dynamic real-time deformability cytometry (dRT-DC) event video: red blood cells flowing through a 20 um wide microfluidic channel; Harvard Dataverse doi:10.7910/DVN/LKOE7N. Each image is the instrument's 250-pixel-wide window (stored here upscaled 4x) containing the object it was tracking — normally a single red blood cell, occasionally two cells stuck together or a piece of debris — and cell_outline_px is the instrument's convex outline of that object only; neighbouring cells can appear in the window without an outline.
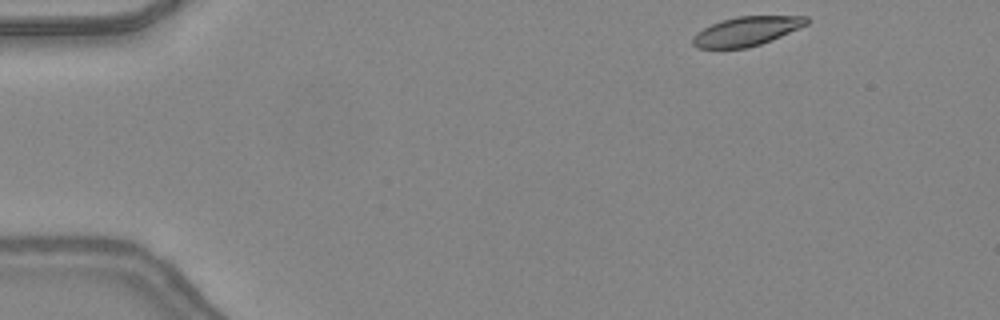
{"species": "common noctule bat (a hibernating species)", "species_latin": "Nyctalus noctula", "temperature_condition": "warm", "stored_images_in_passage": 43, "camera_frame_rate_fps": 3000, "um_per_image_px": 0.085, "animal": {"sex": "female", "body_mass_g": 24.6, "forearm_length_mm": 56.2}, "frame": {"image": 1, "passage_image": 1, "time_ms": 0.0, "image_size_px": [1000, 320], "cell_outline_px": [[808, 24], [772, 40], [748, 48], [696, 48], [692, 44], [692, 36], [696, 32], [720, 20], [736, 16], [808, 16]], "centroid_in_image_um": [63.43, 2.65], "position_along_channel_um": 21.6, "area_um2": 19.42}}
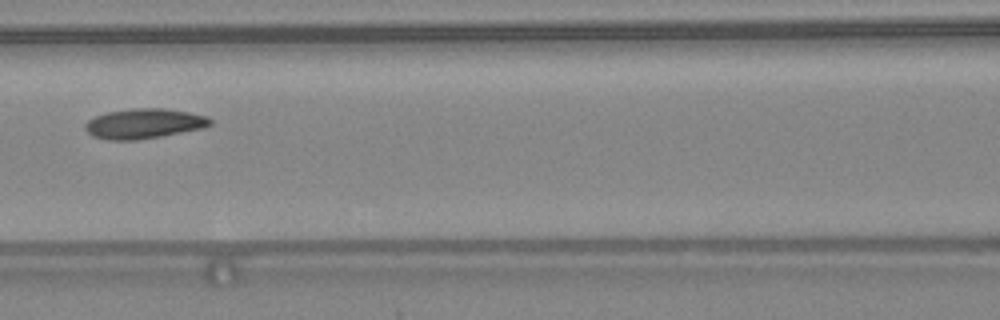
{"frame": {"image": 2, "passage_image": 17, "time_ms": 5.333, "image_size_px": [1000, 320], "cell_outline_px": [[212, 124], [204, 128], [160, 136], [136, 140], [108, 140], [92, 136], [84, 128], [84, 124], [88, 120], [96, 116], [108, 112], [132, 108], [164, 108], [188, 112], [208, 116], [212, 120]], "centroid_in_image_um": [12.24, 10.5], "position_along_channel_um": 154.4, "area_um2": 21.85}}
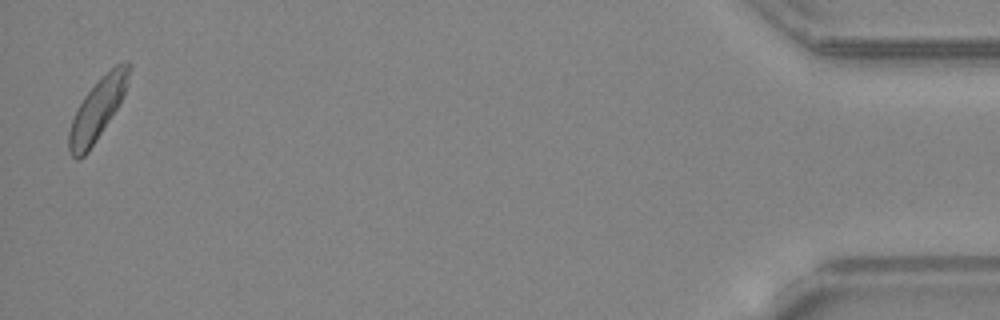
{"frame": {"image": 3, "passage_image": 42, "time_ms": 13.667, "image_size_px": [1000, 320], "cell_outline_px": [[132, 68], [128, 84], [116, 108], [96, 140], [88, 152], [80, 160], [76, 160], [68, 152], [68, 132], [72, 120], [84, 96], [116, 64], [128, 60], [132, 64]], "centroid_in_image_um": [8.28, 9.31], "position_along_channel_um": 426.9, "area_um2": 20.87}, "authors_computed_cell_mechanics": {"area_um2": 21.2704, "velocity_mm_per_s": 4.3374, "shape_relaxation_time_tau1_ms": 5.1076, "shape_relaxation_time_tau2_ms": 9.0169, "deformation_change_tau1": 0.1355, "deformation_change_tau2": 0.2084}}